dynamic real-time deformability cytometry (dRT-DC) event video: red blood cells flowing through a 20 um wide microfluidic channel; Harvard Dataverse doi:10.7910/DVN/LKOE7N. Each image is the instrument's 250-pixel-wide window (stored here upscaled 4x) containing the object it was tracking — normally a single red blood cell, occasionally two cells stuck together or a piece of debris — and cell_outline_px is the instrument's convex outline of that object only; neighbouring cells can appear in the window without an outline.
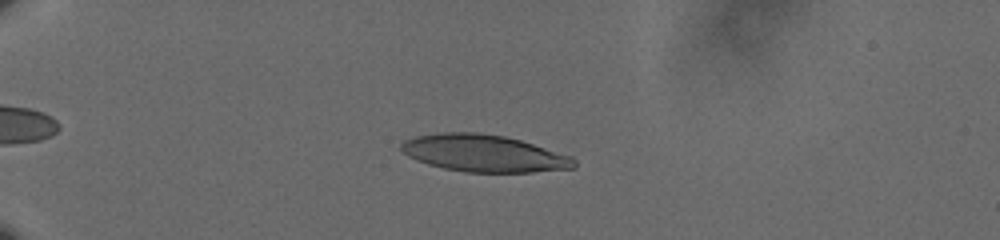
{"species": "human", "species_latin": "Homo sapiens", "temperature_condition": "cold", "stored_images_in_passage": 57, "camera_frame_rate_fps": 3000, "um_per_image_px": 0.085, "donor": {"sex": "male"}, "frame": {"image": 1, "passage_image": 15, "time_ms": 4.667, "image_size_px": [1000, 240], "cell_outline_px": [[576, 168], [532, 172], [464, 172], [444, 168], [428, 164], [416, 160], [408, 156], [400, 148], [400, 144], [404, 140], [416, 136], [444, 132], [480, 132], [504, 136], [520, 140], [572, 156], [576, 160]], "centroid_in_image_um": [41.14, 13.03], "position_along_channel_um": 43.9, "area_um2": 37.4}}
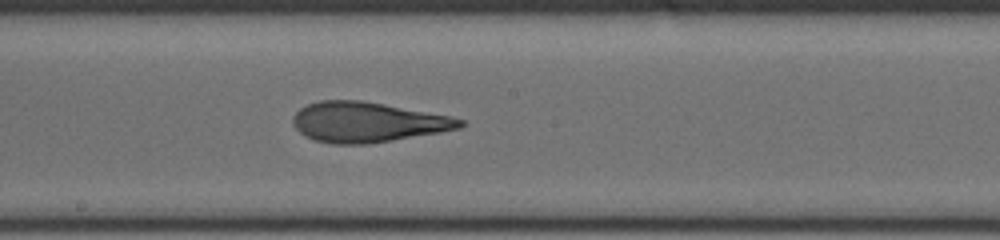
{"frame": {"image": 2, "passage_image": 34, "time_ms": 11.0, "image_size_px": [1000, 240], "cell_outline_px": [[464, 124], [460, 128], [440, 132], [368, 144], [332, 144], [316, 140], [304, 136], [292, 124], [292, 116], [300, 108], [308, 104], [320, 100], [360, 100], [384, 104], [448, 116], [464, 120]], "centroid_in_image_um": [31.18, 10.38], "position_along_channel_um": 217.0, "area_um2": 38.78}}
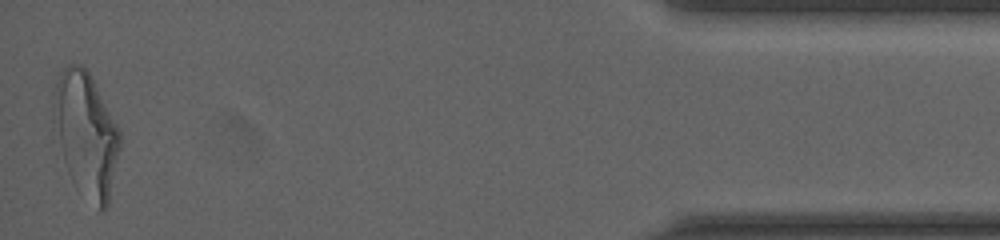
{"frame": {"image": 3, "passage_image": 57, "time_ms": 18.667, "image_size_px": [1000, 240], "cell_outline_px": [[120, 148], [108, 204], [104, 212], [100, 212], [72, 180], [68, 172], [64, 160], [52, 104], [56, 80], [60, 72], [68, 64], [80, 64], [88, 72], [120, 128]], "centroid_in_image_um": [7.35, 11.39], "position_along_channel_um": 427.9, "area_um2": 46.99}, "authors_computed_cell_mechanics": {"area_um2": 38.2636, "velocity_mm_per_s": 3.6241, "shape_relaxation_time_tau1_ms": 7.8808, "shape_relaxation_time_tau2_ms": 1.6499, "deformation_change_tau1": 0.2555, "deformation_change_tau2": 0.1097}}